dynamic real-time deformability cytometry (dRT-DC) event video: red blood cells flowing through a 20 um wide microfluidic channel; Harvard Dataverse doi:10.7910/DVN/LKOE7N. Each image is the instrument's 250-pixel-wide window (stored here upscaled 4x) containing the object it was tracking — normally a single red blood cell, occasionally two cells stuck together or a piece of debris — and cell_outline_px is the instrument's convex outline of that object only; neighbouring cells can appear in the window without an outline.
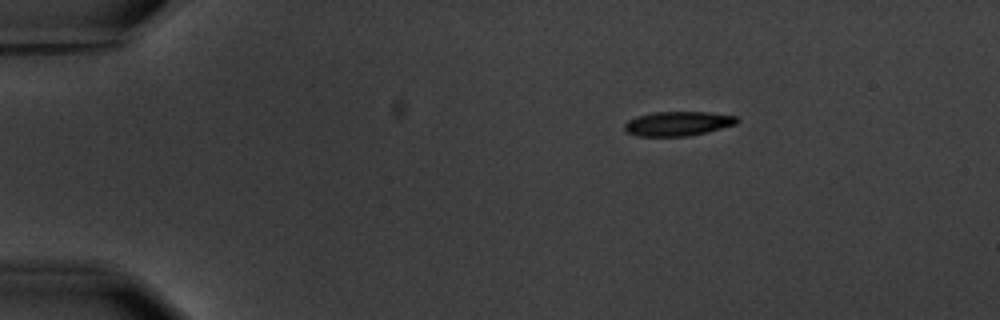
{"species": "common noctule bat (a hibernating species)", "species_latin": "Nyctalus noctula", "temperature_condition": "warm", "stored_images_in_passage": 3, "camera_frame_rate_fps": 3000, "um_per_image_px": 0.085, "animal": {"sex": "male", "body_mass_g": 20.1, "forearm_length_mm": 53.5}, "frame": {"image": 1, "passage_image": 1, "time_ms": 0.0, "image_size_px": [1000, 320], "cell_outline_px": [[740, 120], [736, 124], [708, 132], [688, 136], [640, 136], [628, 132], [624, 128], [624, 124], [628, 120], [636, 116], [652, 112], [708, 112], [736, 116]], "centroid_in_image_um": [57.64, 10.5], "position_along_channel_um": 27.4, "area_um2": 16.01}}